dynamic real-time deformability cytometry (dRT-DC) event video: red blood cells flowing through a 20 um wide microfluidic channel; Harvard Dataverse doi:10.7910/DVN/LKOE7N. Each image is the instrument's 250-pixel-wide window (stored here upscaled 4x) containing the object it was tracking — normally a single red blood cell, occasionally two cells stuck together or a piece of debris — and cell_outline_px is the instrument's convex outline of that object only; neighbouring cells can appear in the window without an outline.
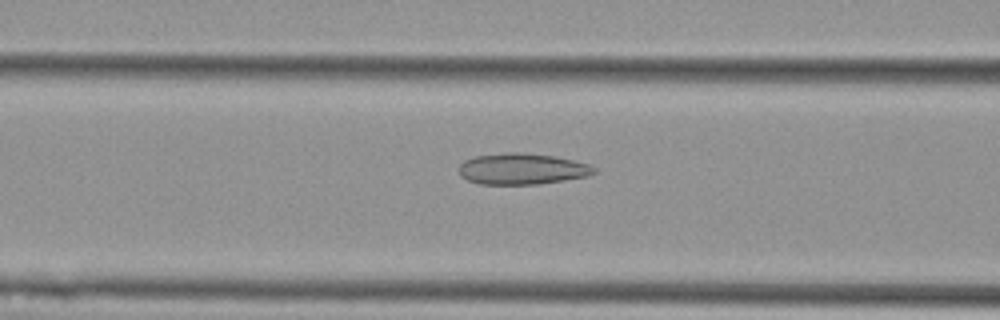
{"species": "Egyptian fruit bat (a non-hibernating species)", "species_latin": "Rousettus aegyptiacus", "temperature_condition": "cold", "stored_images_in_passage": 44, "camera_frame_rate_fps": 3000, "um_per_image_px": 0.085, "animal": {"sex": "female"}, "frame": {"image": 1, "passage_image": 12, "time_ms": 3.667, "image_size_px": [1000, 320], "cell_outline_px": [[596, 172], [588, 176], [540, 184], [480, 184], [468, 180], [460, 176], [460, 164], [464, 160], [476, 156], [504, 152], [520, 152], [556, 156], [576, 160], [588, 164], [596, 168]], "centroid_in_image_um": [44.4, 14.35], "position_along_channel_um": 122.2, "area_um2": 24.68}}
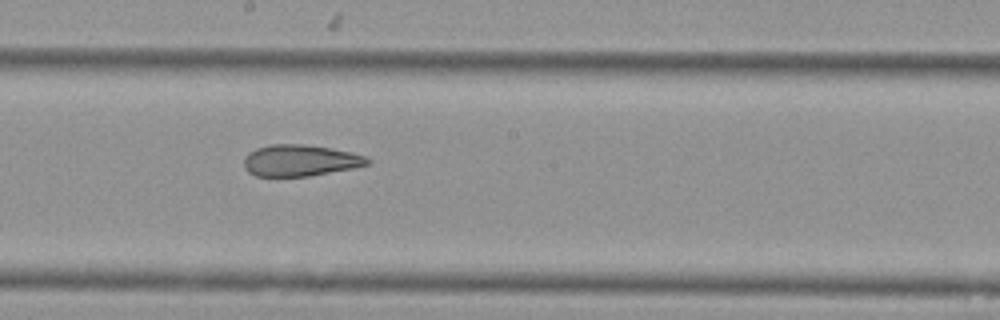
{"frame": {"image": 2, "passage_image": 20, "time_ms": 6.333, "image_size_px": [1000, 320], "cell_outline_px": [[372, 160], [368, 164], [352, 168], [308, 176], [256, 176], [248, 172], [244, 168], [244, 156], [248, 152], [256, 148], [268, 144], [304, 144], [332, 148], [352, 152], [364, 156]], "centroid_in_image_um": [25.47, 13.63], "position_along_channel_um": 222.7, "area_um2": 22.72}}
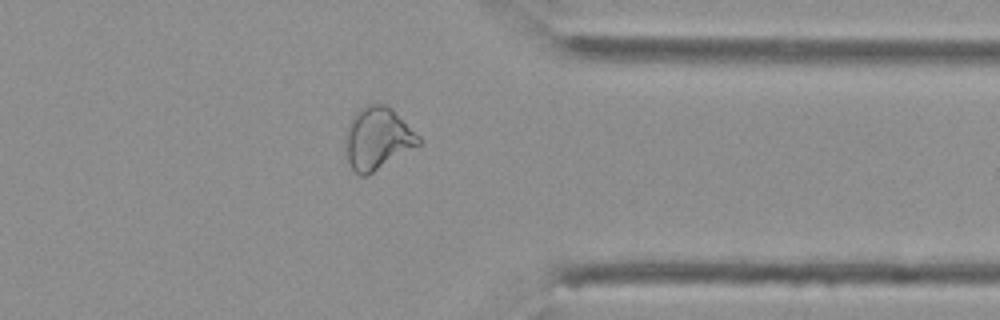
{"frame": {"image": 3, "passage_image": 33, "time_ms": 10.667, "image_size_px": [1000, 320], "cell_outline_px": [[420, 144], [372, 172], [364, 176], [360, 176], [352, 168], [344, 152], [344, 132], [352, 116], [364, 104], [384, 104], [392, 108], [420, 136]], "centroid_in_image_um": [32.04, 11.73], "position_along_channel_um": 379.4, "area_um2": 26.59}, "authors_computed_cell_mechanics": {"area_um2": 26.01, "velocity_mm_per_s": 3.7797, "shape_relaxation_time_tau1_ms": null, "shape_relaxation_time_tau2_ms": 2.2049, "deformation_change_tau1": null, "deformation_change_tau2": 0.0894}}